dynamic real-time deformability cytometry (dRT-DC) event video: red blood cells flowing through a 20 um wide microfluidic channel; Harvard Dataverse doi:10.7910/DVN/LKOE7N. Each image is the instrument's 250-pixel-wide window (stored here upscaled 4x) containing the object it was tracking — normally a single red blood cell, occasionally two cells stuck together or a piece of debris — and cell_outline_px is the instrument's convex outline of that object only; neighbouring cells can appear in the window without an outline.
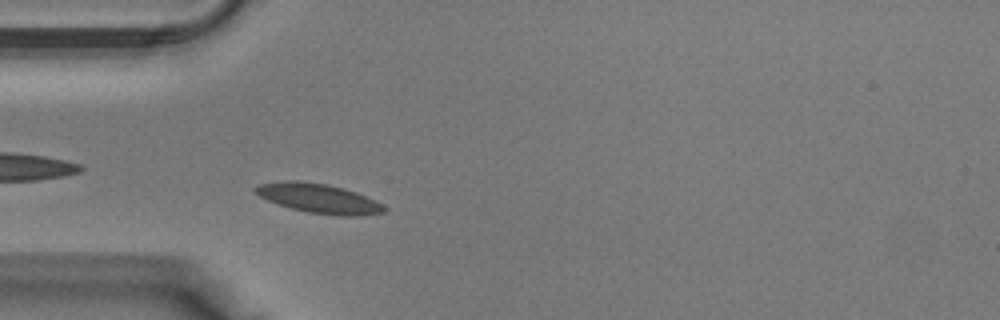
{"species": "Egyptian fruit bat (a non-hibernating species)", "species_latin": "Rousettus aegyptiacus", "temperature_condition": "warm", "stored_images_in_passage": 31, "camera_frame_rate_fps": 3000, "um_per_image_px": 0.085, "animal": {"sex": "male"}, "frame": {"image": 1, "passage_image": 3, "time_ms": 0.667, "image_size_px": [1000, 320], "cell_outline_px": [[388, 208], [384, 212], [360, 216], [340, 216], [308, 212], [292, 208], [268, 200], [260, 196], [252, 188], [260, 184], [284, 180], [296, 180], [328, 184], [344, 188], [356, 192]], "centroid_in_image_um": [27.09, 16.85], "position_along_channel_um": 57.9, "area_um2": 21.85}}
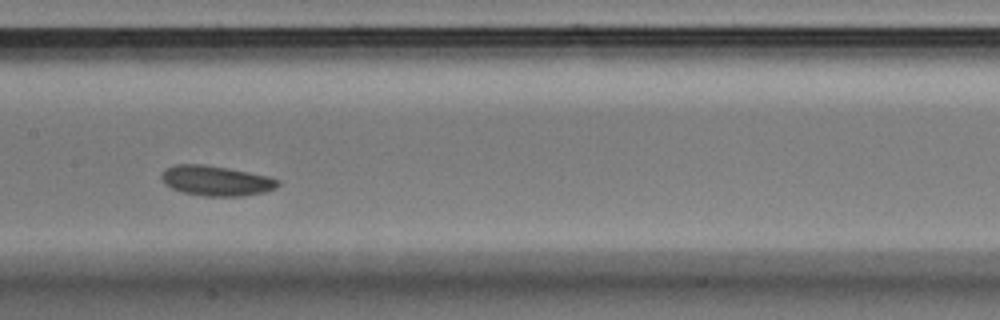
{"frame": {"image": 2, "passage_image": 11, "time_ms": 3.333, "image_size_px": [1000, 320], "cell_outline_px": [[280, 184], [276, 188], [264, 192], [244, 196], [204, 196], [180, 192], [164, 184], [160, 176], [164, 168], [176, 164], [204, 164], [228, 168], [268, 176], [280, 180]], "centroid_in_image_um": [18.35, 15.36], "position_along_channel_um": 189.1, "area_um2": 20.63}}
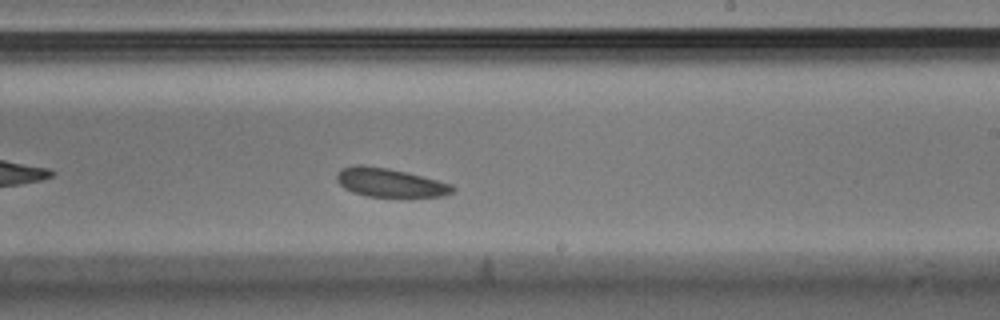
{"frame": {"image": 3, "passage_image": 15, "time_ms": 4.667, "image_size_px": [1000, 320], "cell_outline_px": [[456, 192], [444, 196], [368, 196], [352, 192], [344, 188], [336, 180], [336, 176], [340, 168], [356, 164], [360, 164], [388, 168], [452, 184], [456, 188]], "centroid_in_image_um": [33.12, 15.51], "position_along_channel_um": 255.9, "area_um2": 19.25}}